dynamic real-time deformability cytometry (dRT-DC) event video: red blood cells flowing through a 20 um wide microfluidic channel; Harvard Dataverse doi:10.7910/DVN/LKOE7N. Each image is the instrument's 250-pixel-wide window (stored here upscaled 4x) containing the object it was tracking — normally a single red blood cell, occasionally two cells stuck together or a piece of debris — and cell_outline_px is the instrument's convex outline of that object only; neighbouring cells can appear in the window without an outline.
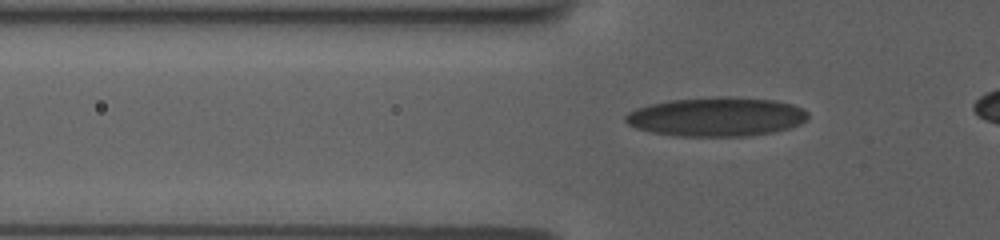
{"species": "human", "species_latin": "Homo sapiens", "temperature_condition": "room temperature", "stored_images_in_passage": 42, "camera_frame_rate_fps": 3000, "um_per_image_px": 0.085, "donor": {"sex": "female"}, "frame": {"image": 1, "passage_image": 11, "time_ms": 3.333, "image_size_px": [1000, 240], "cell_outline_px": [[808, 116], [800, 124], [788, 128], [772, 132], [744, 136], [676, 136], [652, 132], [636, 128], [628, 124], [624, 120], [624, 116], [628, 112], [636, 108], [648, 104], [668, 100], [716, 96], [720, 96], [776, 100], [792, 104], [808, 112]], "centroid_in_image_um": [60.85, 9.92], "position_along_channel_um": 64.9, "area_um2": 41.62}}
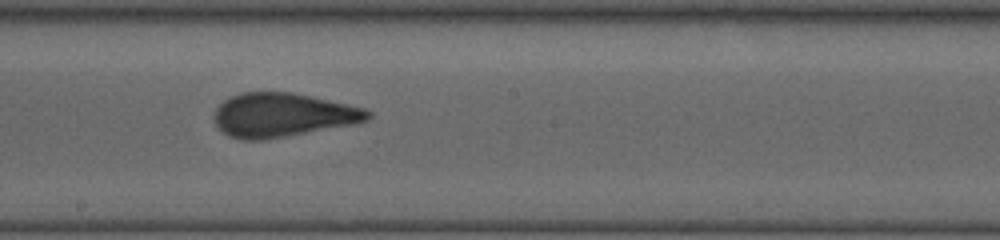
{"frame": {"image": 2, "passage_image": 24, "time_ms": 7.667, "image_size_px": [1000, 240], "cell_outline_px": [[372, 116], [368, 120], [356, 124], [264, 140], [240, 140], [228, 136], [220, 132], [212, 116], [216, 108], [224, 100], [240, 92], [292, 92], [312, 96], [364, 108], [372, 112]], "centroid_in_image_um": [24.0, 9.79], "position_along_channel_um": 224.2, "area_um2": 39.71}}
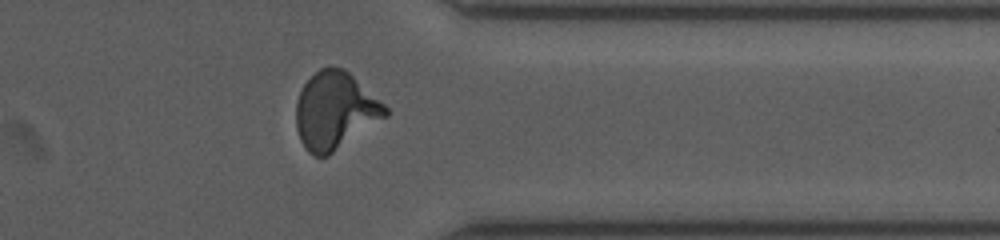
{"frame": {"image": 3, "passage_image": 37, "time_ms": 12.0, "image_size_px": [1000, 240], "cell_outline_px": [[388, 116], [328, 156], [312, 156], [304, 148], [300, 140], [296, 128], [296, 104], [300, 92], [304, 84], [320, 68], [328, 64], [332, 64], [344, 68], [384, 104], [388, 108]], "centroid_in_image_um": [28.47, 9.41], "position_along_channel_um": 382.9, "area_um2": 40.34}}